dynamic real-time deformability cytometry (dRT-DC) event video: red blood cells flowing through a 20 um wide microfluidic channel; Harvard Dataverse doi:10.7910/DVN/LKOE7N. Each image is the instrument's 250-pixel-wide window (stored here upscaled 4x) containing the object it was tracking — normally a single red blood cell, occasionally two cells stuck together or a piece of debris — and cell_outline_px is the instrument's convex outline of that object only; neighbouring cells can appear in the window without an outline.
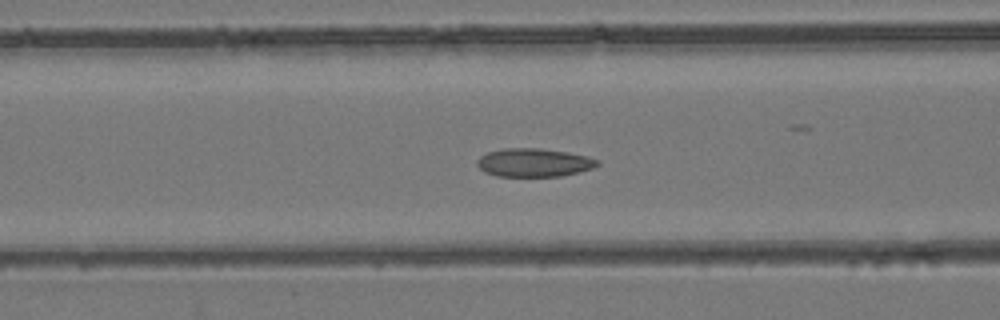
{"species": "common noctule bat (a hibernating species)", "species_latin": "Nyctalus noctula", "temperature_condition": "room temperature", "stored_images_in_passage": 53, "camera_frame_rate_fps": 3000, "um_per_image_px": 0.085, "animal": {"sex": "female", "body_mass_g": 24.6, "forearm_length_mm": 56.2}, "frame": {"image": 1, "passage_image": 22, "time_ms": 7.0, "image_size_px": [1000, 320], "cell_outline_px": [[600, 164], [592, 168], [580, 172], [560, 176], [496, 176], [484, 172], [476, 164], [476, 160], [480, 156], [488, 152], [504, 148], [540, 148], [568, 152], [600, 160]], "centroid_in_image_um": [45.37, 13.82], "position_along_channel_um": 121.2, "area_um2": 19.94}}
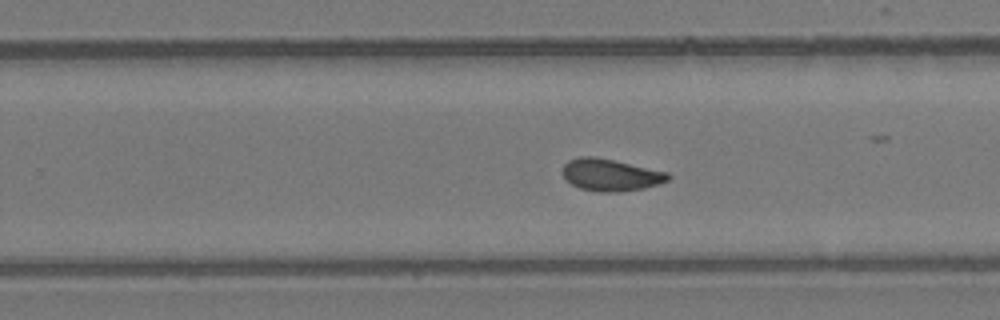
{"frame": {"image": 2, "passage_image": 34, "time_ms": 11.0, "image_size_px": [1000, 320], "cell_outline_px": [[672, 176], [668, 180], [660, 184], [644, 188], [620, 192], [600, 192], [580, 188], [572, 184], [564, 176], [564, 164], [568, 160], [580, 156], [592, 156], [612, 160], [668, 172]], "centroid_in_image_um": [51.93, 14.87], "position_along_channel_um": 277.9, "area_um2": 19.54}}
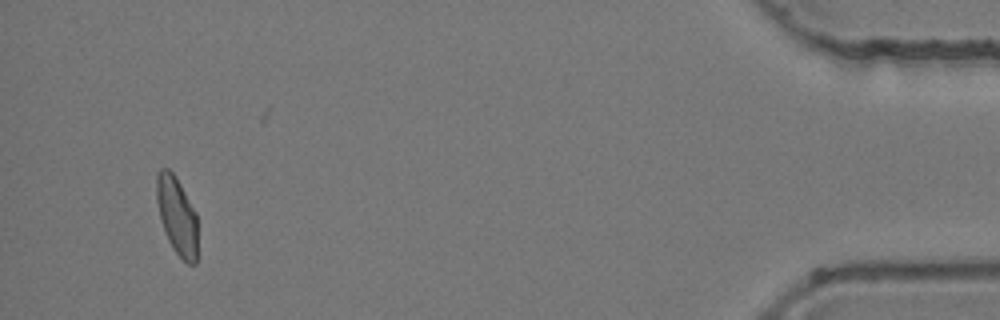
{"frame": {"image": 3, "passage_image": 51, "time_ms": 16.667, "image_size_px": [1000, 320], "cell_outline_px": [[196, 264], [188, 264], [172, 248], [168, 240], [160, 220], [156, 200], [156, 172], [160, 168], [168, 168], [172, 172], [180, 184], [196, 212]], "centroid_in_image_um": [15.01, 18.3], "position_along_channel_um": 420.2, "area_um2": 18.55}, "authors_computed_cell_mechanics": {"area_um2": 19.7676, "velocity_mm_per_s": 3.9266, "shape_relaxation_time_tau1_ms": null, "shape_relaxation_time_tau2_ms": 2.5084, "deformation_change_tau1": null, "deformation_change_tau2": 0.0734}}